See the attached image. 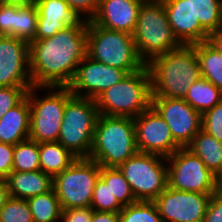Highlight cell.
Returning a JSON list of instances; mask_svg holds the SVG:
<instances>
[{"label": "cell", "mask_w": 222, "mask_h": 222, "mask_svg": "<svg viewBox=\"0 0 222 222\" xmlns=\"http://www.w3.org/2000/svg\"><path fill=\"white\" fill-rule=\"evenodd\" d=\"M166 159L169 187L202 194L218 190V177L188 148H179Z\"/></svg>", "instance_id": "cell-11"}, {"label": "cell", "mask_w": 222, "mask_h": 222, "mask_svg": "<svg viewBox=\"0 0 222 222\" xmlns=\"http://www.w3.org/2000/svg\"><path fill=\"white\" fill-rule=\"evenodd\" d=\"M218 178L222 175V142L201 129L186 147Z\"/></svg>", "instance_id": "cell-22"}, {"label": "cell", "mask_w": 222, "mask_h": 222, "mask_svg": "<svg viewBox=\"0 0 222 222\" xmlns=\"http://www.w3.org/2000/svg\"><path fill=\"white\" fill-rule=\"evenodd\" d=\"M133 38L137 53L145 64L158 55L182 46L169 25L161 0L142 4Z\"/></svg>", "instance_id": "cell-6"}, {"label": "cell", "mask_w": 222, "mask_h": 222, "mask_svg": "<svg viewBox=\"0 0 222 222\" xmlns=\"http://www.w3.org/2000/svg\"><path fill=\"white\" fill-rule=\"evenodd\" d=\"M99 114L135 118L151 106V83L147 67L129 73L96 99Z\"/></svg>", "instance_id": "cell-4"}, {"label": "cell", "mask_w": 222, "mask_h": 222, "mask_svg": "<svg viewBox=\"0 0 222 222\" xmlns=\"http://www.w3.org/2000/svg\"><path fill=\"white\" fill-rule=\"evenodd\" d=\"M38 9L35 3H14L13 37L27 43L35 41Z\"/></svg>", "instance_id": "cell-26"}, {"label": "cell", "mask_w": 222, "mask_h": 222, "mask_svg": "<svg viewBox=\"0 0 222 222\" xmlns=\"http://www.w3.org/2000/svg\"><path fill=\"white\" fill-rule=\"evenodd\" d=\"M4 3H18V4H28L36 3V0H3Z\"/></svg>", "instance_id": "cell-44"}, {"label": "cell", "mask_w": 222, "mask_h": 222, "mask_svg": "<svg viewBox=\"0 0 222 222\" xmlns=\"http://www.w3.org/2000/svg\"><path fill=\"white\" fill-rule=\"evenodd\" d=\"M211 195L167 186L154 203L163 222H203Z\"/></svg>", "instance_id": "cell-13"}, {"label": "cell", "mask_w": 222, "mask_h": 222, "mask_svg": "<svg viewBox=\"0 0 222 222\" xmlns=\"http://www.w3.org/2000/svg\"><path fill=\"white\" fill-rule=\"evenodd\" d=\"M184 100L202 115L222 101V91L201 77L190 86Z\"/></svg>", "instance_id": "cell-24"}, {"label": "cell", "mask_w": 222, "mask_h": 222, "mask_svg": "<svg viewBox=\"0 0 222 222\" xmlns=\"http://www.w3.org/2000/svg\"><path fill=\"white\" fill-rule=\"evenodd\" d=\"M136 1L141 2L142 4H147V3L154 2L156 0H136Z\"/></svg>", "instance_id": "cell-46"}, {"label": "cell", "mask_w": 222, "mask_h": 222, "mask_svg": "<svg viewBox=\"0 0 222 222\" xmlns=\"http://www.w3.org/2000/svg\"><path fill=\"white\" fill-rule=\"evenodd\" d=\"M14 145L0 143V179H6L12 172Z\"/></svg>", "instance_id": "cell-39"}, {"label": "cell", "mask_w": 222, "mask_h": 222, "mask_svg": "<svg viewBox=\"0 0 222 222\" xmlns=\"http://www.w3.org/2000/svg\"><path fill=\"white\" fill-rule=\"evenodd\" d=\"M141 6L136 0H100L91 21L106 29L133 35Z\"/></svg>", "instance_id": "cell-18"}, {"label": "cell", "mask_w": 222, "mask_h": 222, "mask_svg": "<svg viewBox=\"0 0 222 222\" xmlns=\"http://www.w3.org/2000/svg\"><path fill=\"white\" fill-rule=\"evenodd\" d=\"M145 66L150 75L151 98L184 99L190 86L201 78L195 44L158 55Z\"/></svg>", "instance_id": "cell-2"}, {"label": "cell", "mask_w": 222, "mask_h": 222, "mask_svg": "<svg viewBox=\"0 0 222 222\" xmlns=\"http://www.w3.org/2000/svg\"><path fill=\"white\" fill-rule=\"evenodd\" d=\"M93 211L91 207L62 210L61 222H91Z\"/></svg>", "instance_id": "cell-40"}, {"label": "cell", "mask_w": 222, "mask_h": 222, "mask_svg": "<svg viewBox=\"0 0 222 222\" xmlns=\"http://www.w3.org/2000/svg\"><path fill=\"white\" fill-rule=\"evenodd\" d=\"M201 26L210 34L222 29V0H188Z\"/></svg>", "instance_id": "cell-28"}, {"label": "cell", "mask_w": 222, "mask_h": 222, "mask_svg": "<svg viewBox=\"0 0 222 222\" xmlns=\"http://www.w3.org/2000/svg\"><path fill=\"white\" fill-rule=\"evenodd\" d=\"M80 19L91 20L97 13L100 0H65Z\"/></svg>", "instance_id": "cell-36"}, {"label": "cell", "mask_w": 222, "mask_h": 222, "mask_svg": "<svg viewBox=\"0 0 222 222\" xmlns=\"http://www.w3.org/2000/svg\"><path fill=\"white\" fill-rule=\"evenodd\" d=\"M206 42L222 55V29L208 34Z\"/></svg>", "instance_id": "cell-42"}, {"label": "cell", "mask_w": 222, "mask_h": 222, "mask_svg": "<svg viewBox=\"0 0 222 222\" xmlns=\"http://www.w3.org/2000/svg\"><path fill=\"white\" fill-rule=\"evenodd\" d=\"M164 4L169 25L182 45L206 42L208 32L196 19L188 0H161Z\"/></svg>", "instance_id": "cell-17"}, {"label": "cell", "mask_w": 222, "mask_h": 222, "mask_svg": "<svg viewBox=\"0 0 222 222\" xmlns=\"http://www.w3.org/2000/svg\"><path fill=\"white\" fill-rule=\"evenodd\" d=\"M201 77L209 80L222 91V55L207 42L195 44Z\"/></svg>", "instance_id": "cell-25"}, {"label": "cell", "mask_w": 222, "mask_h": 222, "mask_svg": "<svg viewBox=\"0 0 222 222\" xmlns=\"http://www.w3.org/2000/svg\"><path fill=\"white\" fill-rule=\"evenodd\" d=\"M91 208L94 211L120 212L123 206L110 191L109 185L99 176L96 181Z\"/></svg>", "instance_id": "cell-32"}, {"label": "cell", "mask_w": 222, "mask_h": 222, "mask_svg": "<svg viewBox=\"0 0 222 222\" xmlns=\"http://www.w3.org/2000/svg\"><path fill=\"white\" fill-rule=\"evenodd\" d=\"M99 115L95 100L72 96L65 105L58 142L77 158H89Z\"/></svg>", "instance_id": "cell-8"}, {"label": "cell", "mask_w": 222, "mask_h": 222, "mask_svg": "<svg viewBox=\"0 0 222 222\" xmlns=\"http://www.w3.org/2000/svg\"><path fill=\"white\" fill-rule=\"evenodd\" d=\"M31 87H0V118L11 108L19 104L27 95Z\"/></svg>", "instance_id": "cell-34"}, {"label": "cell", "mask_w": 222, "mask_h": 222, "mask_svg": "<svg viewBox=\"0 0 222 222\" xmlns=\"http://www.w3.org/2000/svg\"><path fill=\"white\" fill-rule=\"evenodd\" d=\"M133 120L136 145L140 153L156 154L167 158L181 148L174 141L165 120L152 106Z\"/></svg>", "instance_id": "cell-15"}, {"label": "cell", "mask_w": 222, "mask_h": 222, "mask_svg": "<svg viewBox=\"0 0 222 222\" xmlns=\"http://www.w3.org/2000/svg\"><path fill=\"white\" fill-rule=\"evenodd\" d=\"M87 55L128 74L145 67V62L137 53L133 35L106 29L91 20L87 22Z\"/></svg>", "instance_id": "cell-5"}, {"label": "cell", "mask_w": 222, "mask_h": 222, "mask_svg": "<svg viewBox=\"0 0 222 222\" xmlns=\"http://www.w3.org/2000/svg\"><path fill=\"white\" fill-rule=\"evenodd\" d=\"M35 4L38 9L35 40L52 37L80 20L65 0H36Z\"/></svg>", "instance_id": "cell-19"}, {"label": "cell", "mask_w": 222, "mask_h": 222, "mask_svg": "<svg viewBox=\"0 0 222 222\" xmlns=\"http://www.w3.org/2000/svg\"><path fill=\"white\" fill-rule=\"evenodd\" d=\"M91 222H120L119 212L93 211Z\"/></svg>", "instance_id": "cell-41"}, {"label": "cell", "mask_w": 222, "mask_h": 222, "mask_svg": "<svg viewBox=\"0 0 222 222\" xmlns=\"http://www.w3.org/2000/svg\"><path fill=\"white\" fill-rule=\"evenodd\" d=\"M218 191L222 194V175L218 178Z\"/></svg>", "instance_id": "cell-45"}, {"label": "cell", "mask_w": 222, "mask_h": 222, "mask_svg": "<svg viewBox=\"0 0 222 222\" xmlns=\"http://www.w3.org/2000/svg\"><path fill=\"white\" fill-rule=\"evenodd\" d=\"M87 20L60 30L54 36L29 44L33 86L67 87L87 55Z\"/></svg>", "instance_id": "cell-1"}, {"label": "cell", "mask_w": 222, "mask_h": 222, "mask_svg": "<svg viewBox=\"0 0 222 222\" xmlns=\"http://www.w3.org/2000/svg\"><path fill=\"white\" fill-rule=\"evenodd\" d=\"M128 73L95 61L86 55L67 86L73 96L95 100L102 92L124 79Z\"/></svg>", "instance_id": "cell-14"}, {"label": "cell", "mask_w": 222, "mask_h": 222, "mask_svg": "<svg viewBox=\"0 0 222 222\" xmlns=\"http://www.w3.org/2000/svg\"><path fill=\"white\" fill-rule=\"evenodd\" d=\"M151 106L165 120L181 148H186L202 129V115L184 99L151 98Z\"/></svg>", "instance_id": "cell-12"}, {"label": "cell", "mask_w": 222, "mask_h": 222, "mask_svg": "<svg viewBox=\"0 0 222 222\" xmlns=\"http://www.w3.org/2000/svg\"><path fill=\"white\" fill-rule=\"evenodd\" d=\"M43 89L47 95L41 97ZM26 96L30 104L29 139L38 143L58 141L65 105L73 96L69 88L32 86Z\"/></svg>", "instance_id": "cell-7"}, {"label": "cell", "mask_w": 222, "mask_h": 222, "mask_svg": "<svg viewBox=\"0 0 222 222\" xmlns=\"http://www.w3.org/2000/svg\"><path fill=\"white\" fill-rule=\"evenodd\" d=\"M14 3H4L0 7V35L13 36Z\"/></svg>", "instance_id": "cell-37"}, {"label": "cell", "mask_w": 222, "mask_h": 222, "mask_svg": "<svg viewBox=\"0 0 222 222\" xmlns=\"http://www.w3.org/2000/svg\"><path fill=\"white\" fill-rule=\"evenodd\" d=\"M40 170L39 143L31 139L14 145L12 171Z\"/></svg>", "instance_id": "cell-30"}, {"label": "cell", "mask_w": 222, "mask_h": 222, "mask_svg": "<svg viewBox=\"0 0 222 222\" xmlns=\"http://www.w3.org/2000/svg\"><path fill=\"white\" fill-rule=\"evenodd\" d=\"M0 222H34L27 199L10 197L0 209Z\"/></svg>", "instance_id": "cell-33"}, {"label": "cell", "mask_w": 222, "mask_h": 222, "mask_svg": "<svg viewBox=\"0 0 222 222\" xmlns=\"http://www.w3.org/2000/svg\"><path fill=\"white\" fill-rule=\"evenodd\" d=\"M77 159L58 141L39 143L40 170L54 177Z\"/></svg>", "instance_id": "cell-23"}, {"label": "cell", "mask_w": 222, "mask_h": 222, "mask_svg": "<svg viewBox=\"0 0 222 222\" xmlns=\"http://www.w3.org/2000/svg\"><path fill=\"white\" fill-rule=\"evenodd\" d=\"M118 168L136 201H154L168 186L167 159L163 156L138 152Z\"/></svg>", "instance_id": "cell-10"}, {"label": "cell", "mask_w": 222, "mask_h": 222, "mask_svg": "<svg viewBox=\"0 0 222 222\" xmlns=\"http://www.w3.org/2000/svg\"><path fill=\"white\" fill-rule=\"evenodd\" d=\"M5 180L10 197L17 199H28L53 189V177L41 170L12 171Z\"/></svg>", "instance_id": "cell-20"}, {"label": "cell", "mask_w": 222, "mask_h": 222, "mask_svg": "<svg viewBox=\"0 0 222 222\" xmlns=\"http://www.w3.org/2000/svg\"><path fill=\"white\" fill-rule=\"evenodd\" d=\"M10 198L8 186L5 179H0V209L5 205Z\"/></svg>", "instance_id": "cell-43"}, {"label": "cell", "mask_w": 222, "mask_h": 222, "mask_svg": "<svg viewBox=\"0 0 222 222\" xmlns=\"http://www.w3.org/2000/svg\"><path fill=\"white\" fill-rule=\"evenodd\" d=\"M100 165L90 158H77L53 177V189L62 210L91 207Z\"/></svg>", "instance_id": "cell-9"}, {"label": "cell", "mask_w": 222, "mask_h": 222, "mask_svg": "<svg viewBox=\"0 0 222 222\" xmlns=\"http://www.w3.org/2000/svg\"><path fill=\"white\" fill-rule=\"evenodd\" d=\"M120 222H163L154 201H136L119 212Z\"/></svg>", "instance_id": "cell-31"}, {"label": "cell", "mask_w": 222, "mask_h": 222, "mask_svg": "<svg viewBox=\"0 0 222 222\" xmlns=\"http://www.w3.org/2000/svg\"><path fill=\"white\" fill-rule=\"evenodd\" d=\"M138 152L133 118L99 115L90 159L101 167H119Z\"/></svg>", "instance_id": "cell-3"}, {"label": "cell", "mask_w": 222, "mask_h": 222, "mask_svg": "<svg viewBox=\"0 0 222 222\" xmlns=\"http://www.w3.org/2000/svg\"><path fill=\"white\" fill-rule=\"evenodd\" d=\"M203 222H222V194L218 190L211 195Z\"/></svg>", "instance_id": "cell-38"}, {"label": "cell", "mask_w": 222, "mask_h": 222, "mask_svg": "<svg viewBox=\"0 0 222 222\" xmlns=\"http://www.w3.org/2000/svg\"><path fill=\"white\" fill-rule=\"evenodd\" d=\"M100 177L109 185L110 191L123 207L136 202L128 181L118 167L100 166Z\"/></svg>", "instance_id": "cell-29"}, {"label": "cell", "mask_w": 222, "mask_h": 222, "mask_svg": "<svg viewBox=\"0 0 222 222\" xmlns=\"http://www.w3.org/2000/svg\"><path fill=\"white\" fill-rule=\"evenodd\" d=\"M29 43L0 35V87H32Z\"/></svg>", "instance_id": "cell-16"}, {"label": "cell", "mask_w": 222, "mask_h": 222, "mask_svg": "<svg viewBox=\"0 0 222 222\" xmlns=\"http://www.w3.org/2000/svg\"><path fill=\"white\" fill-rule=\"evenodd\" d=\"M34 222H61L62 208L54 189L27 199Z\"/></svg>", "instance_id": "cell-27"}, {"label": "cell", "mask_w": 222, "mask_h": 222, "mask_svg": "<svg viewBox=\"0 0 222 222\" xmlns=\"http://www.w3.org/2000/svg\"><path fill=\"white\" fill-rule=\"evenodd\" d=\"M30 104L26 96L0 118V143L16 145L29 139Z\"/></svg>", "instance_id": "cell-21"}, {"label": "cell", "mask_w": 222, "mask_h": 222, "mask_svg": "<svg viewBox=\"0 0 222 222\" xmlns=\"http://www.w3.org/2000/svg\"><path fill=\"white\" fill-rule=\"evenodd\" d=\"M202 129L222 142V101L202 114Z\"/></svg>", "instance_id": "cell-35"}, {"label": "cell", "mask_w": 222, "mask_h": 222, "mask_svg": "<svg viewBox=\"0 0 222 222\" xmlns=\"http://www.w3.org/2000/svg\"><path fill=\"white\" fill-rule=\"evenodd\" d=\"M4 4L3 0H0V7Z\"/></svg>", "instance_id": "cell-47"}]
</instances>
